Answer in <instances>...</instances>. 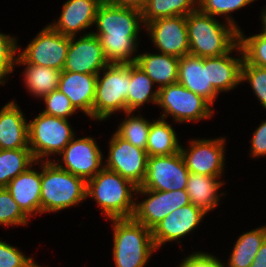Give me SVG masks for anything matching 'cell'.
I'll list each match as a JSON object with an SVG mask.
<instances>
[{"label":"cell","mask_w":266,"mask_h":267,"mask_svg":"<svg viewBox=\"0 0 266 267\" xmlns=\"http://www.w3.org/2000/svg\"><path fill=\"white\" fill-rule=\"evenodd\" d=\"M41 214L77 206L86 200L87 182L59 168L53 161H41Z\"/></svg>","instance_id":"277c9868"},{"label":"cell","mask_w":266,"mask_h":267,"mask_svg":"<svg viewBox=\"0 0 266 267\" xmlns=\"http://www.w3.org/2000/svg\"><path fill=\"white\" fill-rule=\"evenodd\" d=\"M178 83L186 89L202 96L211 105L218 93L209 82L207 57L201 58L187 54L180 58L178 65Z\"/></svg>","instance_id":"44dd1931"},{"label":"cell","mask_w":266,"mask_h":267,"mask_svg":"<svg viewBox=\"0 0 266 267\" xmlns=\"http://www.w3.org/2000/svg\"><path fill=\"white\" fill-rule=\"evenodd\" d=\"M108 3L142 10L148 0H105Z\"/></svg>","instance_id":"b9f144b4"},{"label":"cell","mask_w":266,"mask_h":267,"mask_svg":"<svg viewBox=\"0 0 266 267\" xmlns=\"http://www.w3.org/2000/svg\"><path fill=\"white\" fill-rule=\"evenodd\" d=\"M158 91L157 106L163 109L159 118L166 120L170 115L176 123H192L213 116L214 109L207 100L179 83L163 86Z\"/></svg>","instance_id":"ba28073f"},{"label":"cell","mask_w":266,"mask_h":267,"mask_svg":"<svg viewBox=\"0 0 266 267\" xmlns=\"http://www.w3.org/2000/svg\"><path fill=\"white\" fill-rule=\"evenodd\" d=\"M239 44L244 59L252 65L266 67V32L246 37L243 30H239Z\"/></svg>","instance_id":"836d02e7"},{"label":"cell","mask_w":266,"mask_h":267,"mask_svg":"<svg viewBox=\"0 0 266 267\" xmlns=\"http://www.w3.org/2000/svg\"><path fill=\"white\" fill-rule=\"evenodd\" d=\"M260 18H261V22H262L261 24H263L261 31L266 32V6L262 9Z\"/></svg>","instance_id":"ee69618b"},{"label":"cell","mask_w":266,"mask_h":267,"mask_svg":"<svg viewBox=\"0 0 266 267\" xmlns=\"http://www.w3.org/2000/svg\"><path fill=\"white\" fill-rule=\"evenodd\" d=\"M173 126L165 119L152 120L146 152L150 156H168L180 152V142Z\"/></svg>","instance_id":"4316f807"},{"label":"cell","mask_w":266,"mask_h":267,"mask_svg":"<svg viewBox=\"0 0 266 267\" xmlns=\"http://www.w3.org/2000/svg\"><path fill=\"white\" fill-rule=\"evenodd\" d=\"M250 144L249 152L252 158L266 156V121H262L254 131Z\"/></svg>","instance_id":"60d3db41"},{"label":"cell","mask_w":266,"mask_h":267,"mask_svg":"<svg viewBox=\"0 0 266 267\" xmlns=\"http://www.w3.org/2000/svg\"><path fill=\"white\" fill-rule=\"evenodd\" d=\"M221 177H213L196 173H189L186 191L190 203L201 208L206 213L212 211L220 203L221 196L226 192L218 193L220 187L225 183L220 181Z\"/></svg>","instance_id":"cb8c5ba5"},{"label":"cell","mask_w":266,"mask_h":267,"mask_svg":"<svg viewBox=\"0 0 266 267\" xmlns=\"http://www.w3.org/2000/svg\"><path fill=\"white\" fill-rule=\"evenodd\" d=\"M41 99L46 105L42 112L47 115L68 119L77 113L69 98L59 90L52 91Z\"/></svg>","instance_id":"74e56055"},{"label":"cell","mask_w":266,"mask_h":267,"mask_svg":"<svg viewBox=\"0 0 266 267\" xmlns=\"http://www.w3.org/2000/svg\"><path fill=\"white\" fill-rule=\"evenodd\" d=\"M96 32L108 63H136L138 37L144 28L141 10L114 5L105 0L95 17Z\"/></svg>","instance_id":"6da1fadb"},{"label":"cell","mask_w":266,"mask_h":267,"mask_svg":"<svg viewBox=\"0 0 266 267\" xmlns=\"http://www.w3.org/2000/svg\"><path fill=\"white\" fill-rule=\"evenodd\" d=\"M115 267H144L156 251L151 230L133 218L109 219Z\"/></svg>","instance_id":"5b68a950"},{"label":"cell","mask_w":266,"mask_h":267,"mask_svg":"<svg viewBox=\"0 0 266 267\" xmlns=\"http://www.w3.org/2000/svg\"><path fill=\"white\" fill-rule=\"evenodd\" d=\"M133 111H126L125 119L120 122L115 131L121 138L133 146L146 151L148 133L151 121L143 118L141 114L135 116Z\"/></svg>","instance_id":"1f68e13d"},{"label":"cell","mask_w":266,"mask_h":267,"mask_svg":"<svg viewBox=\"0 0 266 267\" xmlns=\"http://www.w3.org/2000/svg\"><path fill=\"white\" fill-rule=\"evenodd\" d=\"M255 0H198V9L213 17L225 16V21L240 30L237 22L232 18L234 11L240 10ZM231 15V16H230Z\"/></svg>","instance_id":"d6a6232c"},{"label":"cell","mask_w":266,"mask_h":267,"mask_svg":"<svg viewBox=\"0 0 266 267\" xmlns=\"http://www.w3.org/2000/svg\"><path fill=\"white\" fill-rule=\"evenodd\" d=\"M189 171L180 152L168 156H150L141 188L157 191L186 189Z\"/></svg>","instance_id":"5bb4252c"},{"label":"cell","mask_w":266,"mask_h":267,"mask_svg":"<svg viewBox=\"0 0 266 267\" xmlns=\"http://www.w3.org/2000/svg\"><path fill=\"white\" fill-rule=\"evenodd\" d=\"M266 240V225L243 232L236 239L228 262L223 267H250L260 246Z\"/></svg>","instance_id":"83f0119b"},{"label":"cell","mask_w":266,"mask_h":267,"mask_svg":"<svg viewBox=\"0 0 266 267\" xmlns=\"http://www.w3.org/2000/svg\"><path fill=\"white\" fill-rule=\"evenodd\" d=\"M130 81V64L109 63L97 75L93 120L101 122L115 112H126Z\"/></svg>","instance_id":"8992f818"},{"label":"cell","mask_w":266,"mask_h":267,"mask_svg":"<svg viewBox=\"0 0 266 267\" xmlns=\"http://www.w3.org/2000/svg\"><path fill=\"white\" fill-rule=\"evenodd\" d=\"M30 218L21 210L13 200L6 187L0 188V225L9 226L27 225Z\"/></svg>","instance_id":"e575fe53"},{"label":"cell","mask_w":266,"mask_h":267,"mask_svg":"<svg viewBox=\"0 0 266 267\" xmlns=\"http://www.w3.org/2000/svg\"><path fill=\"white\" fill-rule=\"evenodd\" d=\"M144 28L160 53L178 58L189 54L186 16L157 19L144 25Z\"/></svg>","instance_id":"9a60e30c"},{"label":"cell","mask_w":266,"mask_h":267,"mask_svg":"<svg viewBox=\"0 0 266 267\" xmlns=\"http://www.w3.org/2000/svg\"><path fill=\"white\" fill-rule=\"evenodd\" d=\"M96 74L61 71L58 89L65 94L73 107L93 120V104L96 91Z\"/></svg>","instance_id":"ffe728a7"},{"label":"cell","mask_w":266,"mask_h":267,"mask_svg":"<svg viewBox=\"0 0 266 267\" xmlns=\"http://www.w3.org/2000/svg\"><path fill=\"white\" fill-rule=\"evenodd\" d=\"M61 159L52 161L61 169L83 178L86 182L104 168V158L95 138H73L59 154ZM61 160V164L60 161Z\"/></svg>","instance_id":"8fae6325"},{"label":"cell","mask_w":266,"mask_h":267,"mask_svg":"<svg viewBox=\"0 0 266 267\" xmlns=\"http://www.w3.org/2000/svg\"><path fill=\"white\" fill-rule=\"evenodd\" d=\"M198 8V0H148L142 12L143 24L167 17L187 16Z\"/></svg>","instance_id":"f546056e"},{"label":"cell","mask_w":266,"mask_h":267,"mask_svg":"<svg viewBox=\"0 0 266 267\" xmlns=\"http://www.w3.org/2000/svg\"><path fill=\"white\" fill-rule=\"evenodd\" d=\"M16 101L0 110V149H29L28 122Z\"/></svg>","instance_id":"7402d4cb"},{"label":"cell","mask_w":266,"mask_h":267,"mask_svg":"<svg viewBox=\"0 0 266 267\" xmlns=\"http://www.w3.org/2000/svg\"><path fill=\"white\" fill-rule=\"evenodd\" d=\"M189 54L217 57L228 53L239 42V30L228 22L220 21L198 8L186 16Z\"/></svg>","instance_id":"7a4b0ae2"},{"label":"cell","mask_w":266,"mask_h":267,"mask_svg":"<svg viewBox=\"0 0 266 267\" xmlns=\"http://www.w3.org/2000/svg\"><path fill=\"white\" fill-rule=\"evenodd\" d=\"M234 51L240 57H232L230 54H233ZM243 62L244 55L239 42L224 55L207 57L209 82L218 94L221 92L228 93V91H232V89L242 83Z\"/></svg>","instance_id":"d6986e66"},{"label":"cell","mask_w":266,"mask_h":267,"mask_svg":"<svg viewBox=\"0 0 266 267\" xmlns=\"http://www.w3.org/2000/svg\"><path fill=\"white\" fill-rule=\"evenodd\" d=\"M26 66L23 71L25 88L35 98H42L45 95L58 89L61 71L49 67L34 64H16Z\"/></svg>","instance_id":"f1b7e54d"},{"label":"cell","mask_w":266,"mask_h":267,"mask_svg":"<svg viewBox=\"0 0 266 267\" xmlns=\"http://www.w3.org/2000/svg\"><path fill=\"white\" fill-rule=\"evenodd\" d=\"M224 262L215 255L207 252L196 251L186 256L179 267H223Z\"/></svg>","instance_id":"ab89813d"},{"label":"cell","mask_w":266,"mask_h":267,"mask_svg":"<svg viewBox=\"0 0 266 267\" xmlns=\"http://www.w3.org/2000/svg\"><path fill=\"white\" fill-rule=\"evenodd\" d=\"M108 142V158L104 161V168L120 174L137 187L141 186L147 172V152L133 146L116 132Z\"/></svg>","instance_id":"4fadbf2b"},{"label":"cell","mask_w":266,"mask_h":267,"mask_svg":"<svg viewBox=\"0 0 266 267\" xmlns=\"http://www.w3.org/2000/svg\"><path fill=\"white\" fill-rule=\"evenodd\" d=\"M32 167L17 175L6 186L13 200L29 218L41 214V171Z\"/></svg>","instance_id":"603a6c76"},{"label":"cell","mask_w":266,"mask_h":267,"mask_svg":"<svg viewBox=\"0 0 266 267\" xmlns=\"http://www.w3.org/2000/svg\"><path fill=\"white\" fill-rule=\"evenodd\" d=\"M207 214L192 203L172 211L151 230L156 250L167 242L179 243L202 223Z\"/></svg>","instance_id":"e0dca14e"},{"label":"cell","mask_w":266,"mask_h":267,"mask_svg":"<svg viewBox=\"0 0 266 267\" xmlns=\"http://www.w3.org/2000/svg\"><path fill=\"white\" fill-rule=\"evenodd\" d=\"M103 1L67 0L57 21L50 25L60 34L68 37L76 36L78 32L94 26L97 10Z\"/></svg>","instance_id":"ac0fdd59"},{"label":"cell","mask_w":266,"mask_h":267,"mask_svg":"<svg viewBox=\"0 0 266 267\" xmlns=\"http://www.w3.org/2000/svg\"><path fill=\"white\" fill-rule=\"evenodd\" d=\"M135 194L138 196L143 195L145 199L138 202V196H135V210L132 218L150 230L172 211L190 203L185 189L157 191L144 189L139 186ZM146 196L148 197L146 198Z\"/></svg>","instance_id":"30bf717a"},{"label":"cell","mask_w":266,"mask_h":267,"mask_svg":"<svg viewBox=\"0 0 266 267\" xmlns=\"http://www.w3.org/2000/svg\"><path fill=\"white\" fill-rule=\"evenodd\" d=\"M37 165L30 149H0V188L6 187L17 175Z\"/></svg>","instance_id":"4dcf8cb0"},{"label":"cell","mask_w":266,"mask_h":267,"mask_svg":"<svg viewBox=\"0 0 266 267\" xmlns=\"http://www.w3.org/2000/svg\"><path fill=\"white\" fill-rule=\"evenodd\" d=\"M17 38L0 32V85H5L7 77L16 66L17 51H20Z\"/></svg>","instance_id":"d590c367"},{"label":"cell","mask_w":266,"mask_h":267,"mask_svg":"<svg viewBox=\"0 0 266 267\" xmlns=\"http://www.w3.org/2000/svg\"><path fill=\"white\" fill-rule=\"evenodd\" d=\"M70 37L63 71L98 75L109 63L100 40L92 32Z\"/></svg>","instance_id":"2e32d148"},{"label":"cell","mask_w":266,"mask_h":267,"mask_svg":"<svg viewBox=\"0 0 266 267\" xmlns=\"http://www.w3.org/2000/svg\"><path fill=\"white\" fill-rule=\"evenodd\" d=\"M70 37L46 25L19 53L16 64H34L63 71Z\"/></svg>","instance_id":"9c48e42d"},{"label":"cell","mask_w":266,"mask_h":267,"mask_svg":"<svg viewBox=\"0 0 266 267\" xmlns=\"http://www.w3.org/2000/svg\"><path fill=\"white\" fill-rule=\"evenodd\" d=\"M136 189L130 180L103 168L87 181L86 198L94 199L107 219L132 218Z\"/></svg>","instance_id":"3957f363"},{"label":"cell","mask_w":266,"mask_h":267,"mask_svg":"<svg viewBox=\"0 0 266 267\" xmlns=\"http://www.w3.org/2000/svg\"><path fill=\"white\" fill-rule=\"evenodd\" d=\"M250 267H266V240L260 246Z\"/></svg>","instance_id":"7bdbcfd3"},{"label":"cell","mask_w":266,"mask_h":267,"mask_svg":"<svg viewBox=\"0 0 266 267\" xmlns=\"http://www.w3.org/2000/svg\"><path fill=\"white\" fill-rule=\"evenodd\" d=\"M180 58L163 53L138 54L136 64L146 75L158 84V89L178 83V65Z\"/></svg>","instance_id":"d4e9b609"},{"label":"cell","mask_w":266,"mask_h":267,"mask_svg":"<svg viewBox=\"0 0 266 267\" xmlns=\"http://www.w3.org/2000/svg\"><path fill=\"white\" fill-rule=\"evenodd\" d=\"M130 80L131 84L126 99V111H139L145 103L157 105L158 87L155 88V91L153 90L154 82L136 63H130Z\"/></svg>","instance_id":"484cf974"},{"label":"cell","mask_w":266,"mask_h":267,"mask_svg":"<svg viewBox=\"0 0 266 267\" xmlns=\"http://www.w3.org/2000/svg\"><path fill=\"white\" fill-rule=\"evenodd\" d=\"M241 81L250 84L257 100L266 110V67L249 64L244 59Z\"/></svg>","instance_id":"8d00e7d4"},{"label":"cell","mask_w":266,"mask_h":267,"mask_svg":"<svg viewBox=\"0 0 266 267\" xmlns=\"http://www.w3.org/2000/svg\"><path fill=\"white\" fill-rule=\"evenodd\" d=\"M32 257L0 239V267H39Z\"/></svg>","instance_id":"f35d334b"},{"label":"cell","mask_w":266,"mask_h":267,"mask_svg":"<svg viewBox=\"0 0 266 267\" xmlns=\"http://www.w3.org/2000/svg\"><path fill=\"white\" fill-rule=\"evenodd\" d=\"M225 139H190L187 149L181 145L180 153L189 173L222 177L226 161Z\"/></svg>","instance_id":"7c38bea8"},{"label":"cell","mask_w":266,"mask_h":267,"mask_svg":"<svg viewBox=\"0 0 266 267\" xmlns=\"http://www.w3.org/2000/svg\"><path fill=\"white\" fill-rule=\"evenodd\" d=\"M74 137L68 119L41 112L28 122L29 149L38 162L52 161L49 156L59 155Z\"/></svg>","instance_id":"52a82bcc"}]
</instances>
